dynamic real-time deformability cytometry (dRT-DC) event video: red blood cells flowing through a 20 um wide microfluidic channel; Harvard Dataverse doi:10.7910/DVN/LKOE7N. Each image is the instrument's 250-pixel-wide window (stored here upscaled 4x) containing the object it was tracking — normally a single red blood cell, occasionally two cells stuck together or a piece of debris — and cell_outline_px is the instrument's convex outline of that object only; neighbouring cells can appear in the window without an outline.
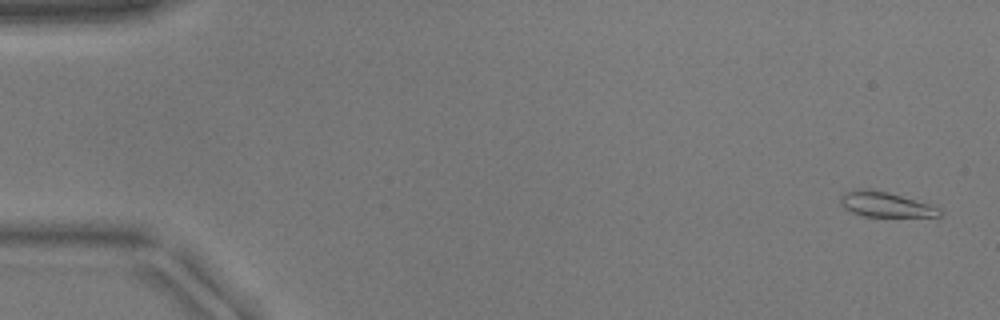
{"species": "common noctule bat (a hibernating species)", "species_latin": "Nyctalus noctula", "temperature_condition": "warm", "stored_images_in_passage": 14, "camera_frame_rate_fps": 3000, "um_per_image_px": 0.085, "animal": {"sex": "male", "body_mass_g": 17.9}, "frame": {"image": 1, "passage_image": 1, "time_ms": 0.0, "image_size_px": [1000, 320], "cell_outline_px": [[944, 212], [940, 216], [864, 216], [852, 212], [844, 208], [840, 204], [840, 196], [844, 192], [888, 192], [928, 204], [940, 208]], "centroid_in_image_um": [75.32, 17.43], "position_along_channel_um": 9.7, "area_um2": 13.64}}